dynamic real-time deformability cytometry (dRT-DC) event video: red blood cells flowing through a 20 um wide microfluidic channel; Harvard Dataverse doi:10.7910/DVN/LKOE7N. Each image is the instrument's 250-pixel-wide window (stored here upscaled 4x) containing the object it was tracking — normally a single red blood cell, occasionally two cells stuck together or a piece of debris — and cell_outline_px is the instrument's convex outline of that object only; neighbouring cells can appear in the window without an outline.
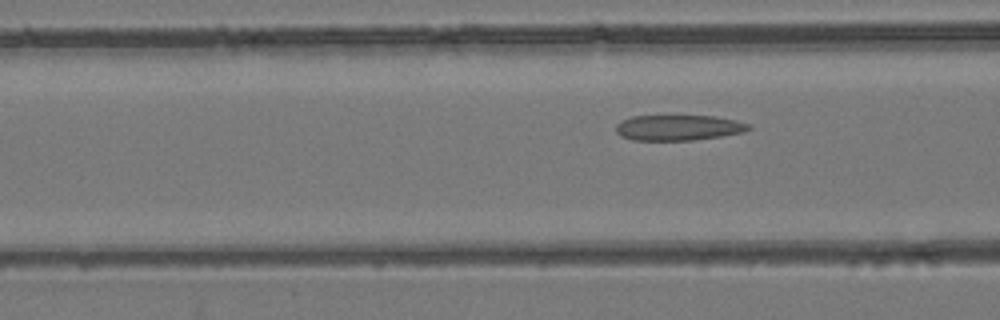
{"species": "common noctule bat (a hibernating species)", "species_latin": "Nyctalus noctula", "temperature_condition": "room temperature", "stored_images_in_passage": 6, "camera_frame_rate_fps": 3000, "um_per_image_px": 0.085, "animal": {"sex": "female", "body_mass_g": 24.6, "forearm_length_mm": 56.2}, "frame": {"image": 1, "passage_image": 3, "time_ms": 0.667, "image_size_px": [1000, 320], "cell_outline_px": [[752, 128], [744, 132], [720, 136], [692, 140], [632, 140], [620, 136], [616, 132], [616, 124], [620, 120], [632, 116], [712, 116], [736, 120], [748, 124]], "centroid_in_image_um": [57.62, 10.85], "position_along_channel_um": 109.0, "area_um2": 19.71}}
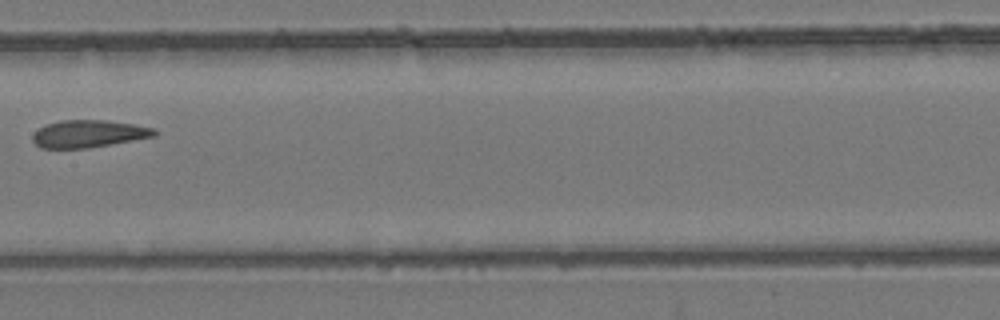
{"frame": {"image": 2, "passage_image": 5, "time_ms": 1.333, "image_size_px": [1000, 320], "cell_outline_px": [[156, 136], [112, 144], [88, 148], [40, 148], [32, 140], [32, 136], [40, 128], [48, 124], [60, 120], [104, 120], [132, 124], [152, 128], [156, 132]], "centroid_in_image_um": [7.52, 11.38], "position_along_channel_um": 199.9, "area_um2": 19.19}}
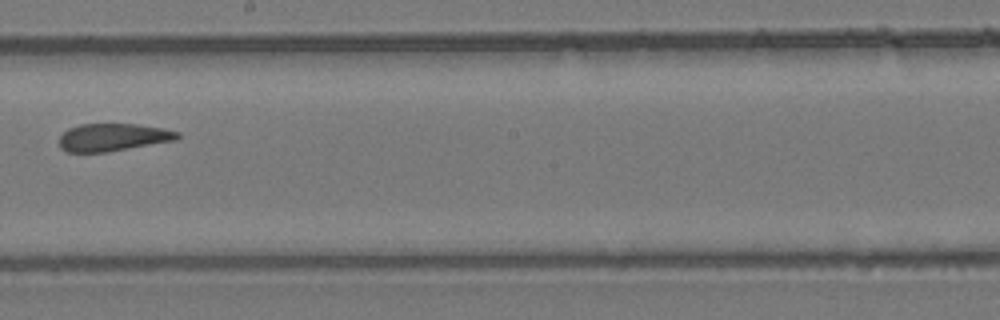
{"frame": {"image": 3, "passage_image": 6, "time_ms": 1.667, "image_size_px": [1000, 320], "cell_outline_px": [[180, 136], [176, 140], [108, 152], [68, 152], [60, 148], [60, 136], [68, 128], [80, 124], [136, 124], [164, 128], [180, 132]], "centroid_in_image_um": [9.61, 11.67], "position_along_channel_um": 238.6, "area_um2": 19.07}}